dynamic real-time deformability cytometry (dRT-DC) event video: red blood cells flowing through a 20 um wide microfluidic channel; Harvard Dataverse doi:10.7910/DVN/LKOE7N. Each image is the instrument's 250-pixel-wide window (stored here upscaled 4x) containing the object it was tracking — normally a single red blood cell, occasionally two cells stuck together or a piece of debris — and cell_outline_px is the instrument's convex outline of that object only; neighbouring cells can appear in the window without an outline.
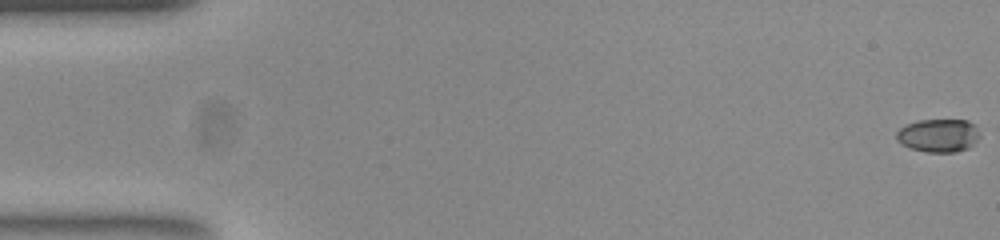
{"species": "common noctule bat (a hibernating species)", "species_latin": "Nyctalus noctula", "temperature_condition": "room temperature", "stored_images_in_passage": 53, "camera_frame_rate_fps": 3000, "um_per_image_px": 0.085, "animal": {"sex": "female", "body_mass_g": 23.0, "forearm_length_mm": 53.4}, "frame": {"image": 1, "passage_image": 1, "time_ms": 0.0, "image_size_px": [1000, 240], "cell_outline_px": [[980, 136], [968, 148], [956, 152], [928, 152], [912, 148], [896, 140], [896, 132], [900, 128], [908, 124], [920, 120], [968, 120], [976, 128]], "centroid_in_image_um": [79.77, 11.51], "position_along_channel_um": 5.2, "area_um2": 15.84}}
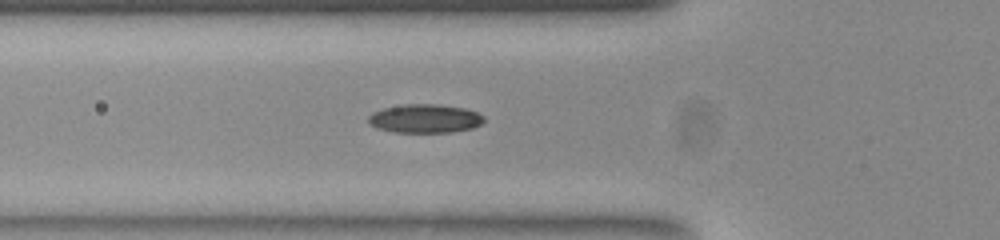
{"frame": {"image": 2, "passage_image": 19, "time_ms": 6.0, "image_size_px": [1000, 240], "cell_outline_px": [[484, 120], [480, 124], [472, 128], [452, 132], [392, 132], [376, 128], [368, 124], [368, 116], [372, 112], [384, 108], [404, 104], [440, 104], [464, 108], [476, 112], [484, 116]], "centroid_in_image_um": [36.08, 10.08], "position_along_channel_um": 89.7, "area_um2": 19.42}}
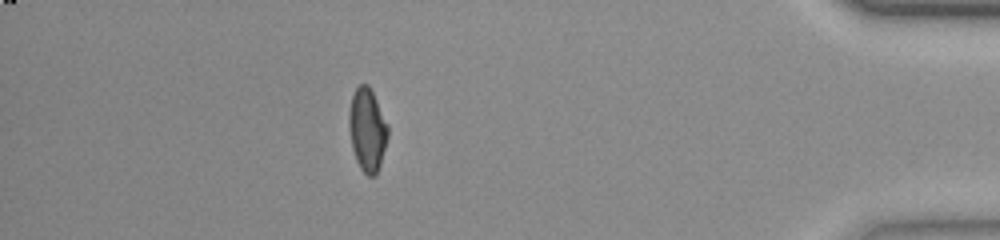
{"frame": {"image": 3, "passage_image": 47, "time_ms": 15.333, "image_size_px": [1000, 240], "cell_outline_px": [[388, 136], [380, 164], [376, 176], [368, 176], [360, 168], [356, 160], [352, 148], [348, 124], [348, 112], [352, 96], [356, 88], [360, 84], [368, 84], [388, 124]], "centroid_in_image_um": [31.21, 11.04], "position_along_channel_um": 404.0, "area_um2": 18.79}, "authors_computed_cell_mechanics": {"area_um2": 18.496, "velocity_mm_per_s": 3.9058, "shape_relaxation_time_tau1_ms": 5.9499, "shape_relaxation_time_tau2_ms": 1.8175, "deformation_change_tau1": 0.1683, "deformation_change_tau2": 0.0747}}